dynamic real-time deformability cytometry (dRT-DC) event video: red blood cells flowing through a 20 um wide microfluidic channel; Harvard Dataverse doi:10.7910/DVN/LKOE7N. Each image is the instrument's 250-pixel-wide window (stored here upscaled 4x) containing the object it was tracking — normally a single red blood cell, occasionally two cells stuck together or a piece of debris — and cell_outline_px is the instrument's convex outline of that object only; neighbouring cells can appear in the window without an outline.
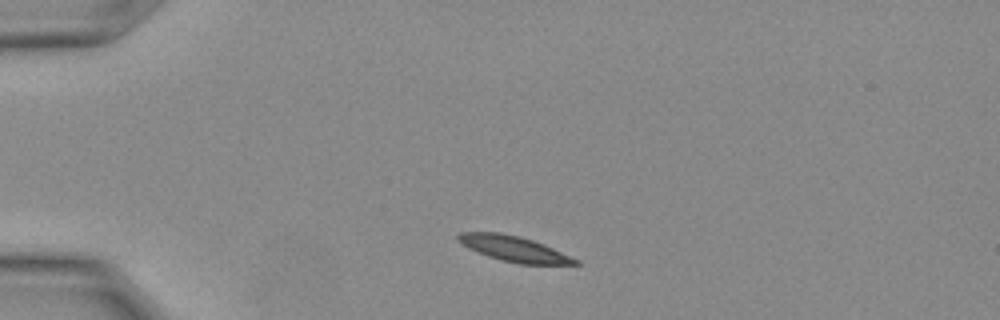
{"species": "Egyptian fruit bat (a non-hibernating species)", "species_latin": "Rousettus aegyptiacus", "temperature_condition": "warm", "stored_images_in_passage": 5, "camera_frame_rate_fps": 3000, "um_per_image_px": 0.085, "animal": {"sex": "female"}, "frame": {"image": 1, "passage_image": 1, "time_ms": 0.0, "image_size_px": [1000, 320], "cell_outline_px": [[580, 264], [520, 264], [488, 256], [468, 248], [456, 240], [456, 236], [460, 232], [500, 232], [520, 236], [544, 244], [580, 260]], "centroid_in_image_um": [43.68, 21.13], "position_along_channel_um": 41.3, "area_um2": 17.34}}
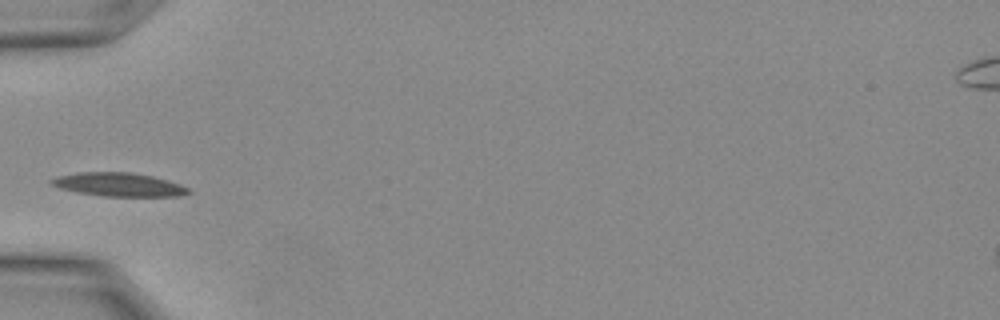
{"frame": {"image": 2, "passage_image": 4, "time_ms": 1.0, "image_size_px": [1000, 320], "cell_outline_px": [[192, 192], [176, 196], [104, 196], [80, 192], [60, 188], [52, 184], [48, 180], [60, 176], [80, 172], [128, 172], [152, 176], [180, 184], [188, 188]], "centroid_in_image_um": [10.11, 15.68], "position_along_channel_um": 74.9, "area_um2": 18.44}}